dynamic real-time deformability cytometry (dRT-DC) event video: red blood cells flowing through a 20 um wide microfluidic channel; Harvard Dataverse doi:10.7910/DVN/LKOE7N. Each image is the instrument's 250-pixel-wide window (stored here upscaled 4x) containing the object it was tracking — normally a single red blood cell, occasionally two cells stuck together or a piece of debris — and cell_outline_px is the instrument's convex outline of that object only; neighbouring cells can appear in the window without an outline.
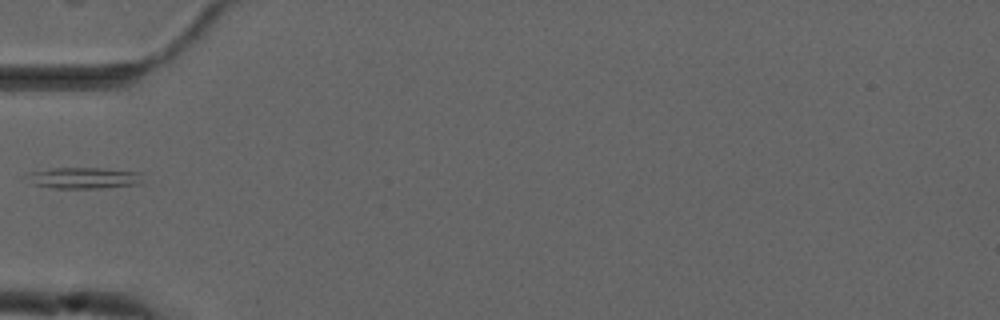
{"species": "common noctule bat (a hibernating species)", "species_latin": "Nyctalus noctula", "temperature_condition": "cold", "stored_images_in_passage": 37, "camera_frame_rate_fps": 3000, "um_per_image_px": 0.085, "animal": {"sex": "male", "forearm_length_mm": 52.5}, "frame": {"image": 1, "passage_image": 1, "time_ms": 0.0, "image_size_px": [1000, 320], "cell_outline_px": [[140, 184], [100, 188], [52, 188], [32, 184], [28, 172], [52, 168], [100, 168], [140, 172]], "centroid_in_image_um": [7.12, 15.13], "position_along_channel_um": 77.9, "area_um2": 14.1}}